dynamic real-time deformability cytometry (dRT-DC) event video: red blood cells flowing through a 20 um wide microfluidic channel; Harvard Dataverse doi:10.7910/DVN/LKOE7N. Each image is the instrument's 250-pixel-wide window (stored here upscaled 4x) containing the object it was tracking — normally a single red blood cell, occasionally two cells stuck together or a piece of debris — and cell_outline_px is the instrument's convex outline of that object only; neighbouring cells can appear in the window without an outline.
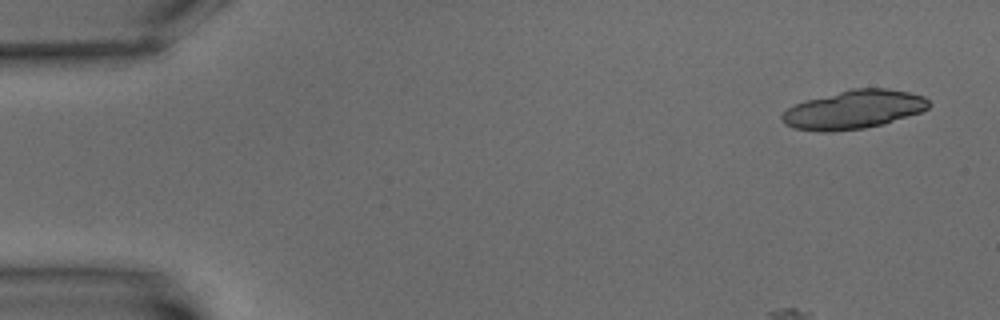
{"species": "common noctule bat (a hibernating species)", "species_latin": "Nyctalus noctula", "temperature_condition": "warm", "stored_images_in_passage": 8, "camera_frame_rate_fps": 3000, "um_per_image_px": 0.085, "animal": {"sex": "male", "body_mass_g": 15.6}, "frame": {"image": 1, "passage_image": 1, "time_ms": 0.0, "image_size_px": [1000, 320], "cell_outline_px": [[932, 104], [928, 108], [920, 112], [884, 124], [864, 128], [828, 132], [820, 132], [792, 128], [784, 124], [780, 116], [788, 108], [804, 100], [852, 88], [884, 88], [908, 92], [924, 96]], "centroid_in_image_um": [72.55, 9.32], "position_along_channel_um": 12.5, "area_um2": 33.12}}